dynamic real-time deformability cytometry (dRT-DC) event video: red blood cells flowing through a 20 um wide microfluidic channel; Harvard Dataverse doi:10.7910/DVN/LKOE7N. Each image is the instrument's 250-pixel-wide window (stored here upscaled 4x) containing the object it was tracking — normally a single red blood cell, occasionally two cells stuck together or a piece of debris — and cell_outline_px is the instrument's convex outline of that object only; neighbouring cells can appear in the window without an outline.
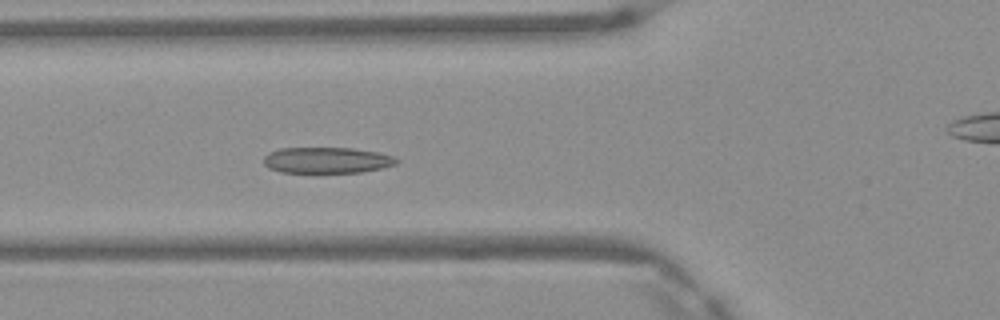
{"species": "Egyptian fruit bat (a non-hibernating species)", "species_latin": "Rousettus aegyptiacus", "temperature_condition": "warm", "stored_images_in_passage": 7, "segment_of_instrument_passage": [1, 2], "camera_frame_rate_fps": 3000, "um_per_image_px": 0.085, "frame": {"image": 1, "passage_image": 6, "time_ms": 1.667, "image_size_px": [1000, 320], "cell_outline_px": [[400, 160], [396, 164], [380, 168], [360, 172], [280, 172], [268, 168], [264, 164], [264, 156], [268, 152], [280, 148], [352, 148], [376, 152], [392, 156]], "centroid_in_image_um": [27.74, 13.61], "position_along_channel_um": 98.1, "area_um2": 20.0}}